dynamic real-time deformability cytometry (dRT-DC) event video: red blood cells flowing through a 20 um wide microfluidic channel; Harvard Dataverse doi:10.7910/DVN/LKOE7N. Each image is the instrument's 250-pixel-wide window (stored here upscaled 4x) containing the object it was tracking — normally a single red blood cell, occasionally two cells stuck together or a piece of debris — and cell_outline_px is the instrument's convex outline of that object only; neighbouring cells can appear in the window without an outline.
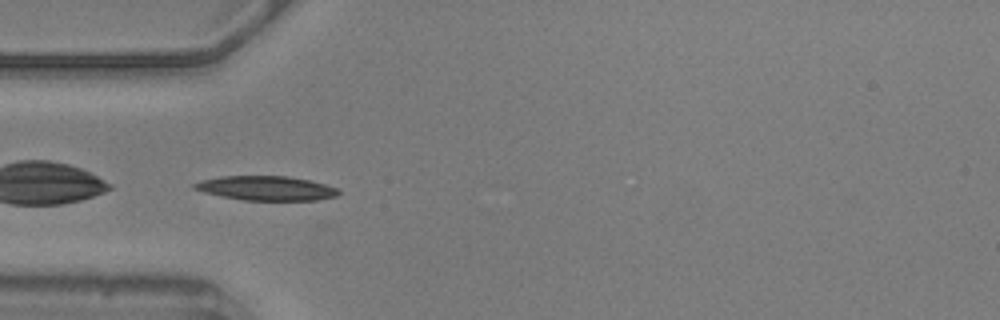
{"species": "common noctule bat (a hibernating species)", "species_latin": "Nyctalus noctula", "temperature_condition": "warm", "stored_images_in_passage": 39, "camera_frame_rate_fps": 3000, "um_per_image_px": 0.085, "animal": {"sex": "male", "body_mass_g": 20.5, "forearm_length_mm": 52.5}, "frame": {"image": 1, "passage_image": 1, "time_ms": 0.0, "image_size_px": [1000, 320], "cell_outline_px": [[340, 192], [336, 196], [316, 200], [244, 200], [204, 192], [192, 188], [192, 184], [200, 180], [220, 176], [288, 176], [308, 180], [324, 184], [336, 188]], "centroid_in_image_um": [22.59, 15.99], "position_along_channel_um": 62.4, "area_um2": 20.29}, "authors_computed_cell_mechanics": {"area_um2": 19.0162, "velocity_mm_per_s": 3.5796, "shape_relaxation_time_tau1_ms": 4.2715, "shape_relaxation_time_tau2_ms": null, "deformation_change_tau1": 0.1182, "deformation_change_tau2": null}}